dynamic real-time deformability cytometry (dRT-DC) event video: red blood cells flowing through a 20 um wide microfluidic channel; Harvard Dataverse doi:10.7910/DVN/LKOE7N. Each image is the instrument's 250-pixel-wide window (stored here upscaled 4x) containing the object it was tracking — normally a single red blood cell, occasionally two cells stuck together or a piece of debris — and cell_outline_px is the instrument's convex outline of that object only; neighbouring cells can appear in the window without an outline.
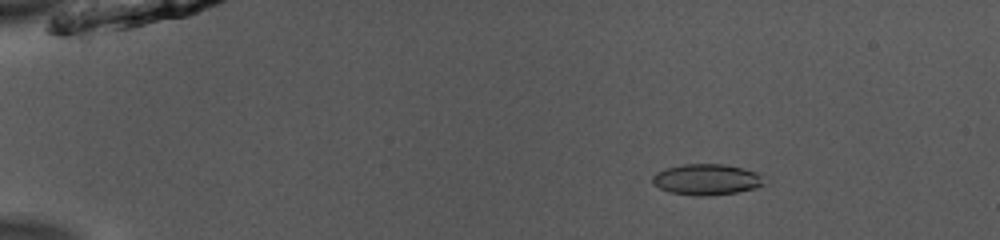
{"species": "common noctule bat (a hibernating species)", "species_latin": "Nyctalus noctula", "temperature_condition": "room temperature", "stored_images_in_passage": 45, "camera_frame_rate_fps": 3000, "um_per_image_px": 0.085, "animal": {"sex": "male", "body_mass_g": 13.0, "forearm_length_mm": 53.1}, "frame": {"image": 1, "passage_image": 2, "time_ms": 0.333, "image_size_px": [1000, 240], "cell_outline_px": [[768, 184], [756, 188], [736, 192], [712, 196], [696, 196], [672, 192], [660, 188], [652, 184], [652, 176], [656, 172], [668, 168], [684, 164], [724, 164], [744, 168], [756, 172]], "centroid_in_image_um": [60.09, 15.26], "position_along_channel_um": 24.9, "area_um2": 20.23}}
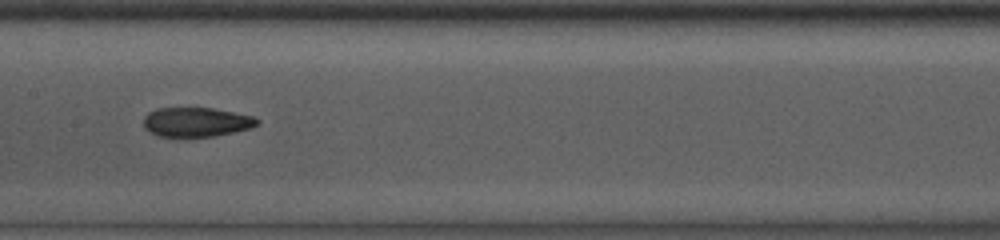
{"frame": {"image": 2, "passage_image": 21, "time_ms": 6.667, "image_size_px": [1000, 240], "cell_outline_px": [[260, 124], [252, 128], [216, 136], [176, 140], [156, 136], [144, 128], [144, 116], [148, 112], [156, 108], [212, 108], [252, 116], [260, 120]], "centroid_in_image_um": [16.64, 10.43], "position_along_channel_um": 190.8, "area_um2": 20.35}}
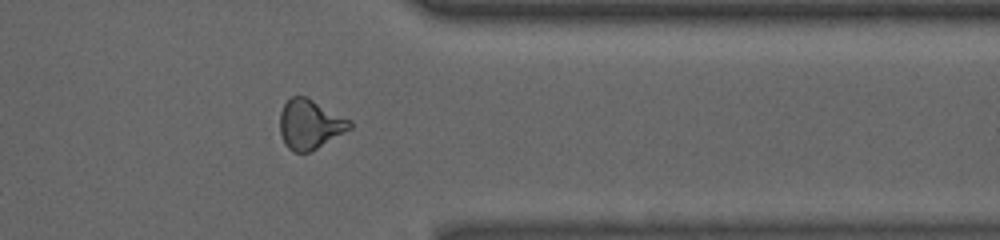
{"frame": {"image": 3, "passage_image": 36, "time_ms": 11.667, "image_size_px": [1000, 240], "cell_outline_px": [[352, 128], [312, 152], [296, 152], [288, 148], [284, 144], [280, 132], [280, 112], [284, 104], [292, 96], [308, 96], [352, 120]], "centroid_in_image_um": [26.37, 10.56], "position_along_channel_um": 385.0, "area_um2": 20.58}, "authors_computed_cell_mechanics": {"area_um2": 20.1144, "velocity_mm_per_s": 3.9628, "shape_relaxation_time_tau1_ms": null, "shape_relaxation_time_tau2_ms": 2.4672, "deformation_change_tau1": null, "deformation_change_tau2": 0.0994}}